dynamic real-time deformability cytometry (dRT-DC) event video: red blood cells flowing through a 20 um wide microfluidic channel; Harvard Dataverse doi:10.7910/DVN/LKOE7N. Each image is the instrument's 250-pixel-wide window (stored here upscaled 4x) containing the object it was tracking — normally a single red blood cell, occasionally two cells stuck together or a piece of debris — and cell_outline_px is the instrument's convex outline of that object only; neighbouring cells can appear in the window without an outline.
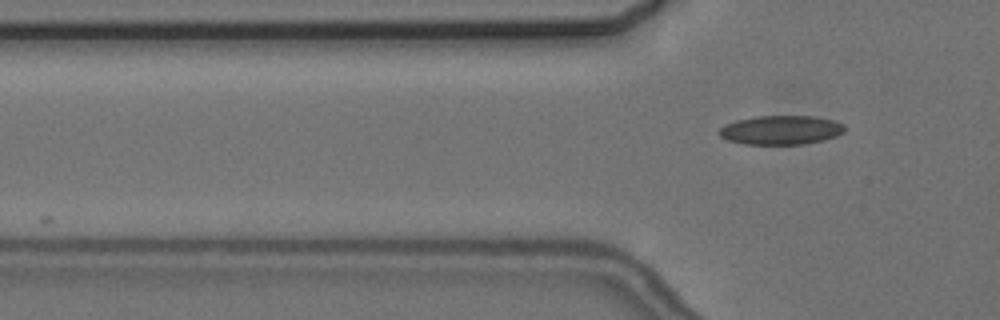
{"species": "common noctule bat (a hibernating species)", "species_latin": "Nyctalus noctula", "temperature_condition": "cold", "stored_images_in_passage": 4, "camera_frame_rate_fps": 3000, "um_per_image_px": 0.085, "animal": {"sex": "female", "body_mass_g": 24.6, "forearm_length_mm": 56.2}, "frame": {"image": 1, "passage_image": 4, "time_ms": 3.667, "image_size_px": [1000, 320], "cell_outline_px": [[844, 132], [836, 136], [824, 140], [804, 144], [744, 144], [728, 140], [720, 136], [716, 132], [724, 124], [736, 120], [752, 116], [816, 116], [832, 120], [844, 124]], "centroid_in_image_um": [66.35, 11.05], "position_along_channel_um": 59.5, "area_um2": 21.44}}